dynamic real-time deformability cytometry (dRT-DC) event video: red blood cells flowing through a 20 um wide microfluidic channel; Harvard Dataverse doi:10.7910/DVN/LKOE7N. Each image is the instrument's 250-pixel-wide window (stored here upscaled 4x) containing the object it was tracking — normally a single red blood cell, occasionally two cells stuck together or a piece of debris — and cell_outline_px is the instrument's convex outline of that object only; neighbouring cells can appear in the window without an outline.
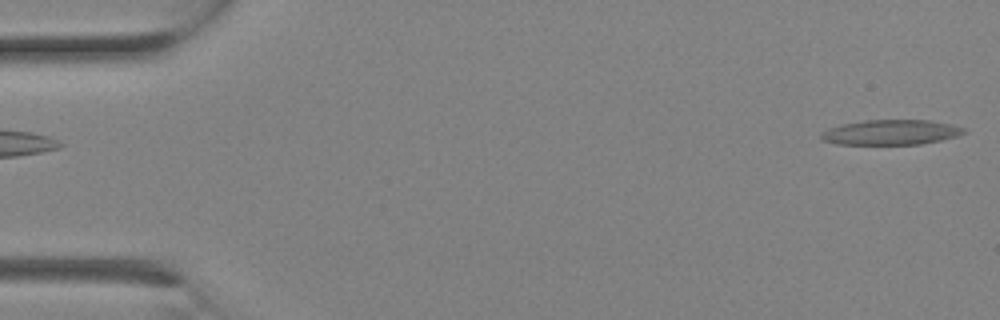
{"species": "Egyptian fruit bat (a non-hibernating species)", "species_latin": "Rousettus aegyptiacus", "temperature_condition": "room temperature", "stored_images_in_passage": 3, "camera_frame_rate_fps": 3000, "um_per_image_px": 0.085, "animal": {"sex": "female"}, "frame": {"image": 1, "passage_image": 1, "time_ms": 0.0, "image_size_px": [1000, 320], "cell_outline_px": [[968, 132], [956, 136], [940, 140], [920, 144], [836, 144], [820, 140], [820, 136], [828, 128], [840, 124], [864, 120], [928, 120], [948, 124], [964, 128]], "centroid_in_image_um": [75.68, 11.24], "position_along_channel_um": 9.3, "area_um2": 20.75}}
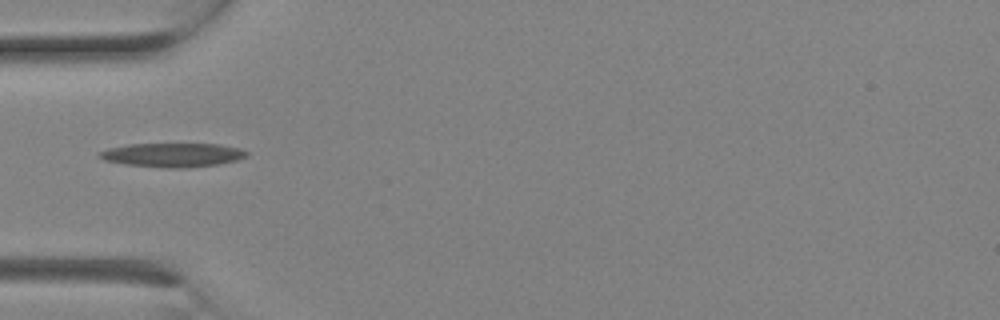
{"frame": {"image": 2, "passage_image": 3, "time_ms": 0.667, "image_size_px": [1000, 320], "cell_outline_px": [[248, 156], [236, 160], [216, 164], [184, 168], [168, 168], [124, 164], [104, 160], [96, 156], [100, 152], [108, 148], [128, 144], [220, 144], [240, 148], [248, 152]], "centroid_in_image_um": [14.66, 13.17], "position_along_channel_um": 70.3, "area_um2": 20.52}}